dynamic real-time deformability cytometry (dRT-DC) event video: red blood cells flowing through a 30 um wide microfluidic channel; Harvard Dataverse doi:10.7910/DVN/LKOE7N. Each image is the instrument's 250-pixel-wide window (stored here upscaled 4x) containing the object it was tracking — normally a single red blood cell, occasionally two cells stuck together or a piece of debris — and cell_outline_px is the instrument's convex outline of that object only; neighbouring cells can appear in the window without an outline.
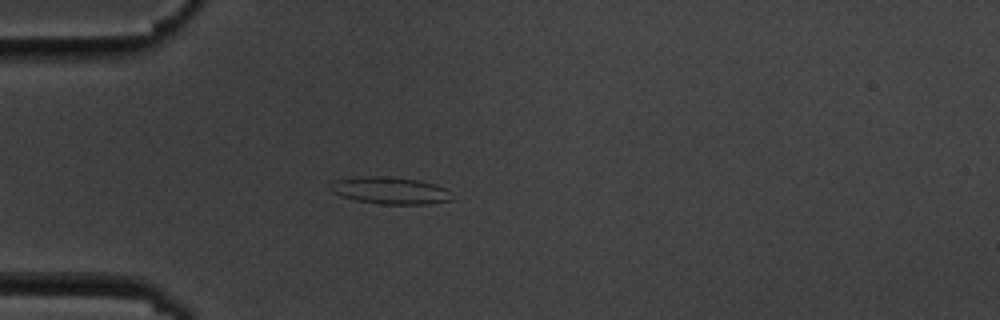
{"species": "common noctule bat (a hibernating species)", "species_latin": "Nyctalus noctula", "temperature_condition": "cold", "stored_images_in_passage": 1, "camera_frame_rate_fps": 3000, "um_per_image_px": 0.085, "animal": {"sex": "male", "body_mass_g": 19.5, "forearm_length_mm": 54.6}, "frame": {"image": 1, "passage_image": 1, "time_ms": 0.0, "image_size_px": [1000, 320], "cell_outline_px": [[452, 200], [428, 204], [384, 204], [356, 200], [340, 196], [332, 192], [328, 188], [336, 180], [356, 176], [388, 176], [420, 180], [436, 184], [444, 188]], "centroid_in_image_um": [33.11, 16.18], "position_along_channel_um": 51.9, "area_um2": 19.13}}